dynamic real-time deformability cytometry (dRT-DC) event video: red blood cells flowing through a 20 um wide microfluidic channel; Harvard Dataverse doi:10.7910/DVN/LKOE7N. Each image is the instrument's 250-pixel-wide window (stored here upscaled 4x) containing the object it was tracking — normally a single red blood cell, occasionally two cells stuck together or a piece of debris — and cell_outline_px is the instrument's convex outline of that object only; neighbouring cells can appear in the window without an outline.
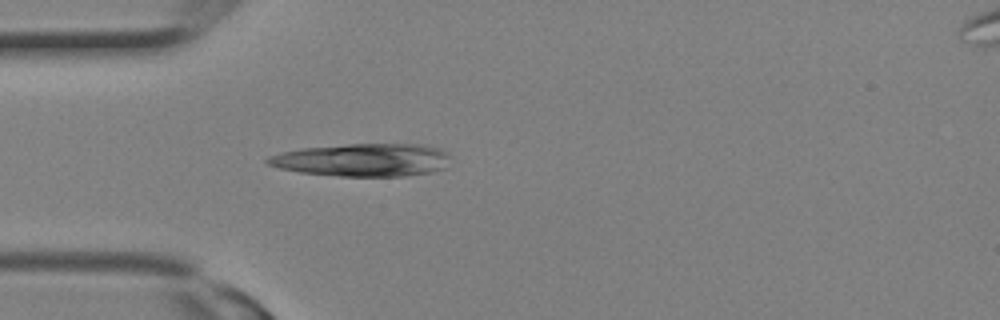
{"species": "Egyptian fruit bat (a non-hibernating species)", "species_latin": "Rousettus aegyptiacus", "temperature_condition": "room temperature", "stored_images_in_passage": 2, "segment_of_instrument_passage": [1, 2], "camera_frame_rate_fps": 3000, "um_per_image_px": 0.085, "animal": {"sex": "female"}, "frame": {"image": 1, "passage_image": 1, "time_ms": 0.0, "image_size_px": [1000, 320], "cell_outline_px": [[448, 168], [432, 172], [404, 176], [340, 176], [300, 172], [280, 168], [268, 164], [264, 160], [268, 156], [280, 152], [304, 148], [348, 144], [424, 144], [440, 148], [448, 152]], "centroid_in_image_um": [30.88, 13.59], "position_along_channel_um": 54.1, "area_um2": 35.2}}